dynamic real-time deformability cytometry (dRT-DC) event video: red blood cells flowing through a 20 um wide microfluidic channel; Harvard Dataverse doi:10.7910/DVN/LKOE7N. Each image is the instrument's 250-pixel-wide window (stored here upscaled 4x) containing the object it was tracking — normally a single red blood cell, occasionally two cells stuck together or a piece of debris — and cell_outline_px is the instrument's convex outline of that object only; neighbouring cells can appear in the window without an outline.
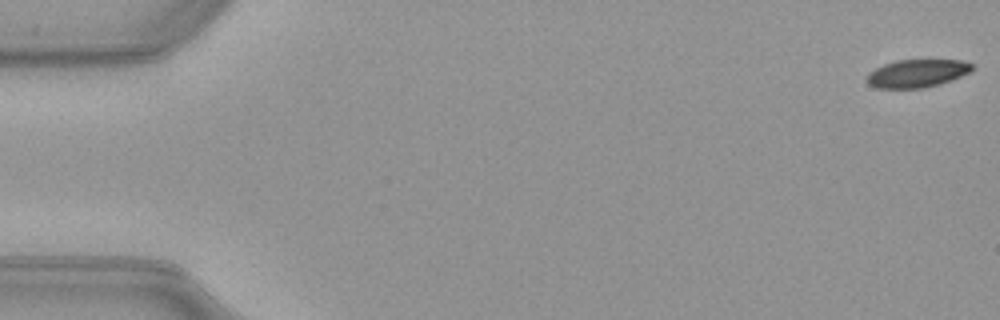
{"species": "common noctule bat (a hibernating species)", "species_latin": "Nyctalus noctula", "temperature_condition": "warm", "stored_images_in_passage": 52, "camera_frame_rate_fps": 3000, "um_per_image_px": 0.085, "animal": {"sex": "female", "body_mass_g": 21.9}, "frame": {"image": 1, "passage_image": 1, "time_ms": 0.0, "image_size_px": [1000, 320], "cell_outline_px": [[972, 68], [968, 72], [960, 76], [940, 84], [924, 88], [876, 88], [868, 84], [864, 80], [868, 72], [884, 64], [896, 60], [964, 60], [972, 64]], "centroid_in_image_um": [77.89, 6.24], "position_along_channel_um": 7.1, "area_um2": 17.17}}
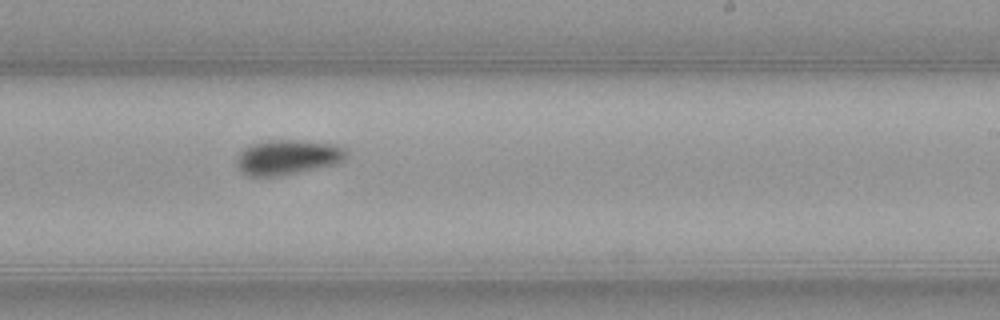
{"frame": {"image": 2, "passage_image": 32, "time_ms": 10.333, "image_size_px": [1000, 320], "cell_outline_px": [[348, 156], [344, 160], [336, 164], [280, 176], [248, 176], [240, 172], [236, 164], [236, 160], [240, 152], [244, 148], [252, 144], [268, 140], [300, 140], [336, 144], [344, 148], [348, 152]], "centroid_in_image_um": [24.46, 13.36], "position_along_channel_um": 264.5, "area_um2": 22.54}}
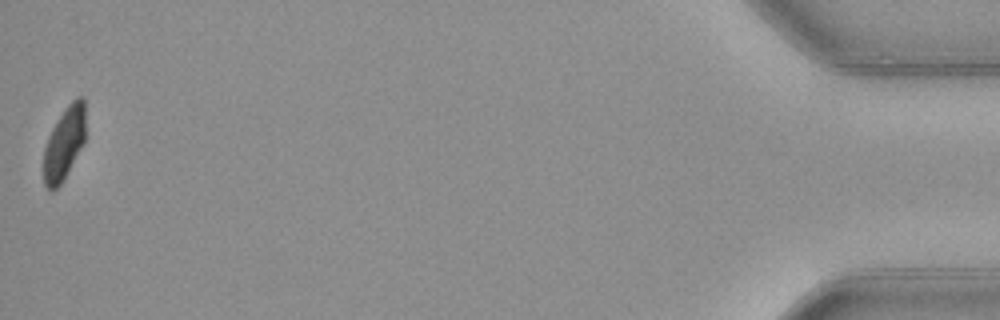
{"frame": {"image": 3, "passage_image": 52, "time_ms": 17.0, "image_size_px": [1000, 320], "cell_outline_px": [[84, 144], [64, 180], [52, 192], [48, 192], [44, 184], [44, 148], [48, 136], [56, 120], [68, 104], [76, 96], [84, 96]], "centroid_in_image_um": [5.45, 12.21], "position_along_channel_um": 429.8, "area_um2": 17.98}, "authors_computed_cell_mechanics": {"area_um2": 20.3167, "velocity_mm_per_s": 3.9895, "shape_relaxation_time_tau1_ms": 3.9091, "shape_relaxation_time_tau2_ms": null, "deformation_change_tau1": 0.1128, "deformation_change_tau2": null}}